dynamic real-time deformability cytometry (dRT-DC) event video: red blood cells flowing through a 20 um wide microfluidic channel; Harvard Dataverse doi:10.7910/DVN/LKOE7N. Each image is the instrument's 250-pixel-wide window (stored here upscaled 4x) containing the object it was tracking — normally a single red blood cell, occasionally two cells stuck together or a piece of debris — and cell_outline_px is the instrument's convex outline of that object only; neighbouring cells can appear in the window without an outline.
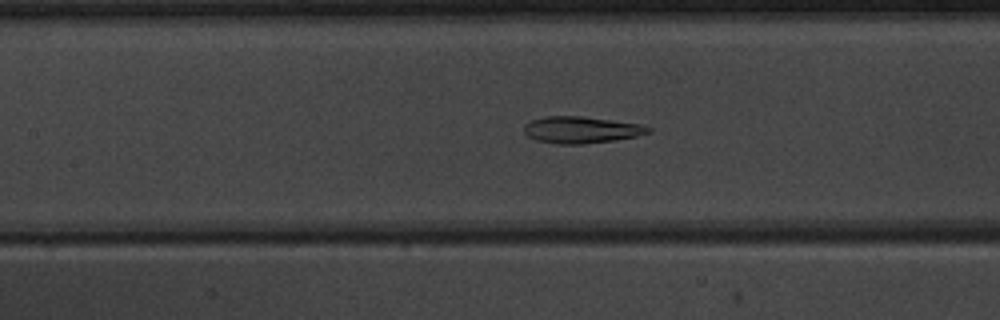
{"species": "common noctule bat (a hibernating species)", "species_latin": "Nyctalus noctula", "temperature_condition": "warm", "stored_images_in_passage": 50, "camera_frame_rate_fps": 3000, "um_per_image_px": 0.085, "animal": {"sex": "male", "body_mass_g": 20.1, "forearm_length_mm": 53.5}, "frame": {"image": 1, "passage_image": 23, "time_ms": 7.333, "image_size_px": [1000, 320], "cell_outline_px": [[652, 132], [636, 136], [612, 140], [584, 144], [556, 144], [536, 140], [528, 136], [524, 132], [524, 124], [532, 120], [544, 116], [580, 116], [612, 120], [640, 124], [652, 128]], "centroid_in_image_um": [49.39, 11.03], "position_along_channel_um": 158.0, "area_um2": 19.31}}
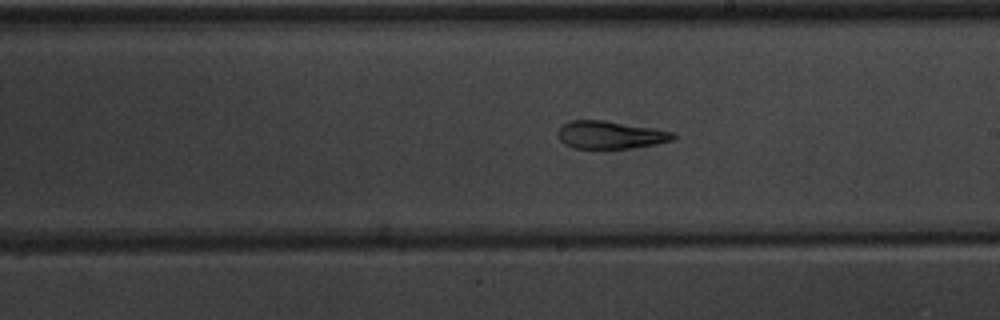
{"frame": {"image": 2, "passage_image": 29, "time_ms": 9.333, "image_size_px": [1000, 320], "cell_outline_px": [[676, 140], [656, 144], [632, 148], [572, 148], [564, 144], [556, 136], [556, 132], [568, 120], [604, 120], [656, 128], [676, 132]], "centroid_in_image_um": [51.91, 11.46], "position_along_channel_um": 237.1, "area_um2": 19.02}}
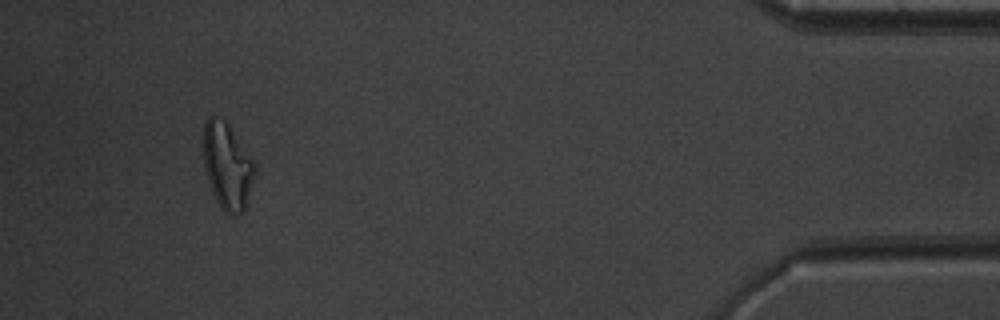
{"frame": {"image": 3, "passage_image": 47, "time_ms": 15.333, "image_size_px": [1000, 320], "cell_outline_px": [[256, 172], [244, 212], [236, 216], [232, 216], [224, 212], [216, 200], [212, 192], [204, 168], [204, 124], [208, 116], [212, 116], [224, 120], [228, 124], [252, 160]], "centroid_in_image_um": [19.31, 14.17], "position_along_channel_um": 415.9, "area_um2": 25.61}, "authors_computed_cell_mechanics": {"area_um2": 22.4264, "velocity_mm_per_s": 3.9749, "shape_relaxation_time_tau1_ms": null, "shape_relaxation_time_tau2_ms": 2.3822, "deformation_change_tau1": null, "deformation_change_tau2": 0.108}}